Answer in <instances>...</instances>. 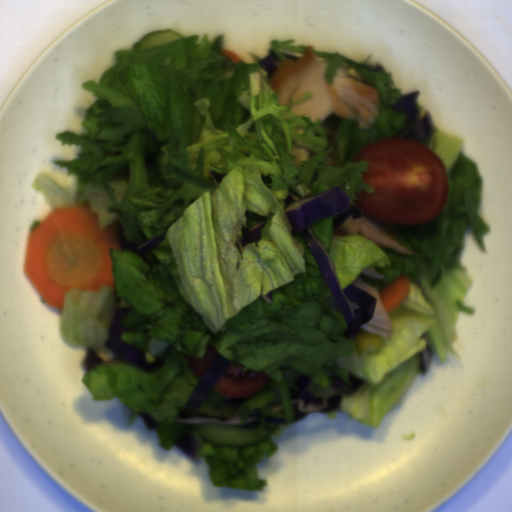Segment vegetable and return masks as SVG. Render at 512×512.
<instances>
[{
	"label": "vegetable",
	"instance_id": "add77e79",
	"mask_svg": "<svg viewBox=\"0 0 512 512\" xmlns=\"http://www.w3.org/2000/svg\"><path fill=\"white\" fill-rule=\"evenodd\" d=\"M222 50L224 36L210 39L206 32L117 50L115 63L81 86L95 98L84 111L82 130L55 134L61 146L79 151L51 161L66 170L65 177L76 176V188L67 191L46 171L31 185L53 211L88 205L99 229L117 222L138 247L165 233L145 259L109 248L115 287L75 288L64 296L59 332L68 347L91 348L105 362L119 357L104 343L116 311L128 308L123 341L143 351L147 364L165 361L152 372L127 361L90 368L81 381L91 400L129 406L128 427L146 412L157 422L163 449L189 435L212 486L259 492L268 480L259 478L257 466L276 453L275 439L294 423L290 389L300 390L294 385L300 375L312 381L314 396L326 399L336 395L331 374L351 386L349 373L360 377V389L342 396L336 409L377 428L414 384L428 345L445 362L448 352L461 360L454 349L459 313H475L465 304L473 283L462 265L466 229L485 252L491 231L480 213L479 166L465 156L463 138L433 126L421 143L443 160L446 202L426 223H390L395 241L416 254L381 247L360 233L335 235L339 213L310 224L342 290L358 277L378 294L401 276L411 282L405 300L387 313L391 336L379 335V351L359 354L355 338L343 336L348 323L314 254L293 234L285 200L341 187L356 205L357 193H375L363 181L369 162L353 160L367 145L400 138L412 127L405 111L392 108L407 95L396 88L392 71L368 66L372 54L357 62L314 50L328 62V85L346 66L349 77L375 88L379 111L368 129L333 113L312 121L293 112L310 91L280 104L259 64L265 57L249 52L251 62L235 64ZM293 142L311 151L300 168ZM209 172L225 175L220 185ZM265 219L261 238L243 246V226ZM368 266L385 280L364 276ZM271 291L269 305L261 296ZM207 344L271 380L244 397L239 409L213 388L199 409H183L199 381L186 355L202 360ZM280 399L281 413H273ZM256 407L263 414L255 427L267 428L269 436L248 446L219 447L202 438L197 425L175 421L239 413L244 423ZM267 415L284 417L288 425L265 423Z\"/></svg>",
	"mask_w": 512,
	"mask_h": 512
},
{
	"label": "vegetable",
	"instance_id": "ea0f7189",
	"mask_svg": "<svg viewBox=\"0 0 512 512\" xmlns=\"http://www.w3.org/2000/svg\"><path fill=\"white\" fill-rule=\"evenodd\" d=\"M295 38H290L285 41H279L277 39H273L269 44V50H272L275 55L278 57V59L283 61L284 59H287L281 52V49L294 51V52H300L304 55V50L308 47L306 44L301 45H292L295 42Z\"/></svg>",
	"mask_w": 512,
	"mask_h": 512
}]
</instances>
